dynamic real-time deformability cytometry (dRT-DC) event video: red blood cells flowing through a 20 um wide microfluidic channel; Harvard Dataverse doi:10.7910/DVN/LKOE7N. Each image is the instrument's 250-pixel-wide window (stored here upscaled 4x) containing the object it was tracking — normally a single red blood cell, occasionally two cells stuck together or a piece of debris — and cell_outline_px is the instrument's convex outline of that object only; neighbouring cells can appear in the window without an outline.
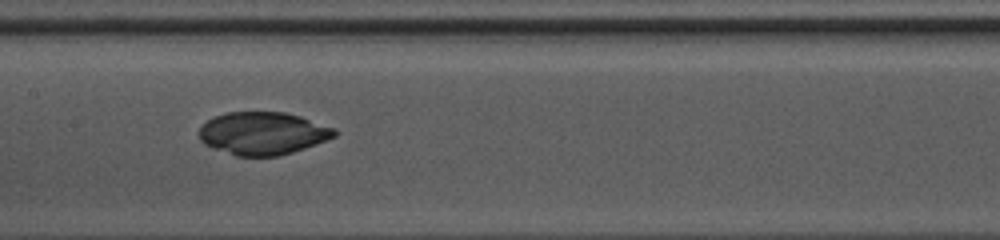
{"species": "common noctule bat (a hibernating species)", "species_latin": "Nyctalus noctula", "temperature_condition": "warm", "stored_images_in_passage": 47, "camera_frame_rate_fps": 3000, "um_per_image_px": 0.085, "animal": {"sex": "female", "body_mass_g": 10.0, "forearm_length_mm": 53.1}, "frame": {"image": 1, "passage_image": 24, "time_ms": 7.667, "image_size_px": [1000, 240], "cell_outline_px": [[340, 132], [336, 136], [328, 140], [280, 156], [236, 156], [204, 144], [200, 140], [200, 128], [208, 120], [216, 116], [228, 112], [284, 112], [300, 116], [336, 128]], "centroid_in_image_um": [22.39, 11.33], "position_along_channel_um": 185.0, "area_um2": 33.7}}
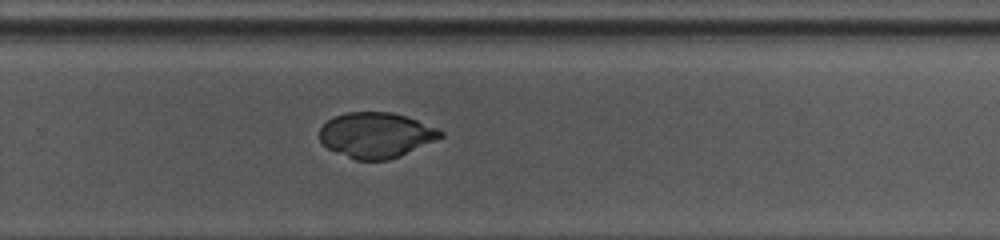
{"frame": {"image": 2, "passage_image": 32, "time_ms": 10.333, "image_size_px": [1000, 240], "cell_outline_px": [[444, 136], [436, 140], [400, 156], [388, 160], [356, 160], [336, 152], [328, 148], [320, 140], [320, 128], [332, 116], [348, 112], [392, 112], [416, 120], [436, 128], [444, 132]], "centroid_in_image_um": [31.96, 11.48], "position_along_channel_um": 297.8, "area_um2": 31.79}}
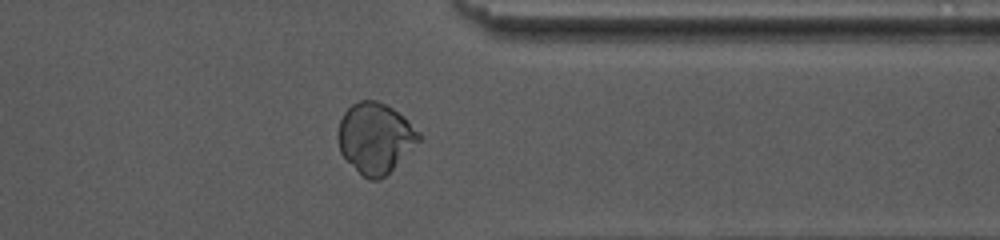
{"frame": {"image": 3, "passage_image": 38, "time_ms": 12.333, "image_size_px": [1000, 240], "cell_outline_px": [[420, 140], [380, 180], [368, 180], [340, 152], [336, 136], [336, 132], [340, 120], [344, 112], [352, 104], [360, 100], [376, 100], [392, 108], [408, 120], [420, 132]], "centroid_in_image_um": [31.86, 11.7], "position_along_channel_um": 379.5, "area_um2": 32.77}}